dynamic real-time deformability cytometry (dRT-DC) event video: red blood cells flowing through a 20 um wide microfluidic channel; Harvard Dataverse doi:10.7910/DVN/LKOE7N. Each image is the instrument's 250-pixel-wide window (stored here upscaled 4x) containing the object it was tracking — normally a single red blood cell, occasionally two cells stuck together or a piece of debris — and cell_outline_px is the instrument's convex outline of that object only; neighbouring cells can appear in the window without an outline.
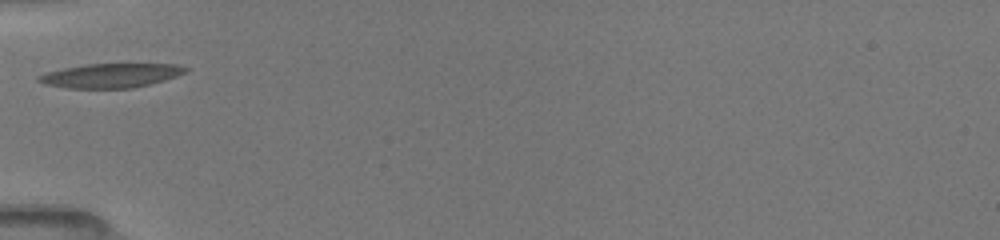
{"species": "common noctule bat (a hibernating species)", "species_latin": "Nyctalus noctula", "temperature_condition": "room temperature", "stored_images_in_passage": 29, "camera_frame_rate_fps": 3000, "um_per_image_px": 0.085, "animal": {"sex": "female", "body_mass_g": 19.5, "forearm_length_mm": 54.1}, "frame": {"image": 1, "passage_image": 1, "time_ms": 0.0, "image_size_px": [1000, 240], "cell_outline_px": [[188, 68], [184, 72], [176, 76], [164, 80], [132, 88], [68, 88], [44, 84], [36, 80], [36, 76], [44, 72], [64, 68], [88, 64], [176, 64]], "centroid_in_image_um": [9.35, 6.42], "position_along_channel_um": 75.7, "area_um2": 20.58}}
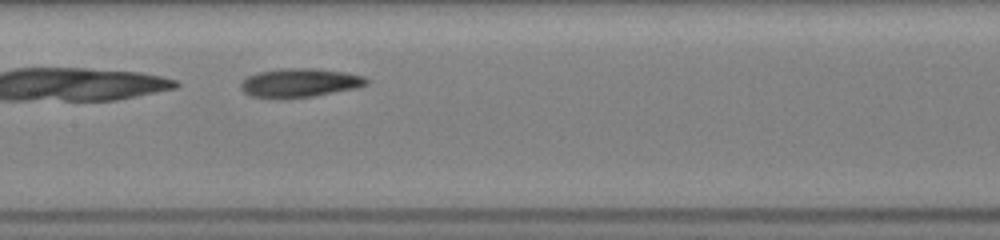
{"frame": {"image": 2, "passage_image": 9, "time_ms": 2.667, "image_size_px": [1000, 240], "cell_outline_px": [[368, 84], [356, 88], [312, 96], [288, 100], [252, 96], [244, 92], [240, 88], [240, 84], [248, 76], [260, 72], [280, 68], [316, 68], [344, 72], [364, 76], [368, 80]], "centroid_in_image_um": [25.47, 7.05], "position_along_channel_um": 181.9, "area_um2": 21.27}}
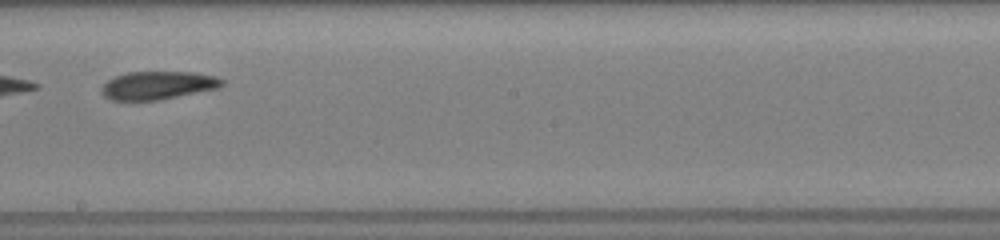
{"frame": {"image": 3, "passage_image": 13, "time_ms": 4.0, "image_size_px": [1000, 240], "cell_outline_px": [[224, 84], [220, 88], [160, 100], [112, 100], [104, 96], [100, 92], [100, 88], [108, 80], [116, 76], [128, 72], [196, 72], [216, 76], [224, 80]], "centroid_in_image_um": [13.45, 7.25], "position_along_channel_um": 234.7, "area_um2": 19.94}, "authors_computed_cell_mechanics": {"area_um2": 20.3456, "velocity_mm_per_s": 3.9841, "shape_relaxation_time_tau1_ms": 3.3805, "shape_relaxation_time_tau2_ms": 3.5418, "deformation_change_tau1": 0.1255, "deformation_change_tau2": 0.102}}